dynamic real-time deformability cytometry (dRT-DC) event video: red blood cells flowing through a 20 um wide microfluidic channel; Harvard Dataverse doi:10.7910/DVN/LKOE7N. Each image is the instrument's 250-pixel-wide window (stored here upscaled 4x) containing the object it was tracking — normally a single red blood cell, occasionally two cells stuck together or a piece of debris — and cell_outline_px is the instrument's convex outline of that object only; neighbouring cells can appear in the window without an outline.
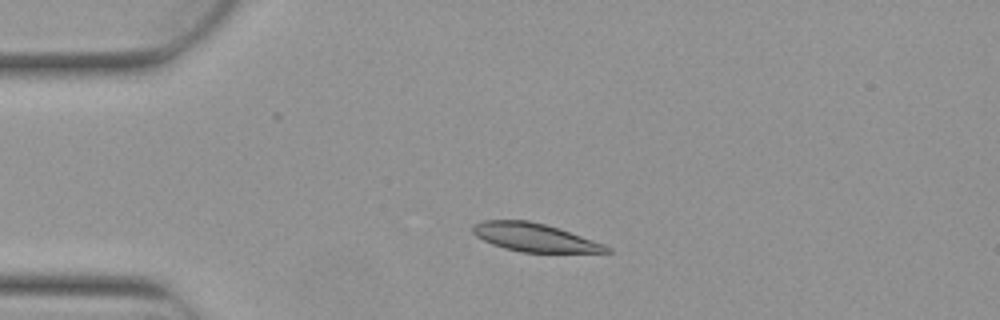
{"species": "Egyptian fruit bat (a non-hibernating species)", "species_latin": "Rousettus aegyptiacus", "temperature_condition": "warm", "stored_images_in_passage": 4, "camera_frame_rate_fps": 3000, "um_per_image_px": 0.085, "animal": {"sex": "female"}, "frame": {"image": 1, "passage_image": 3, "time_ms": 0.667, "image_size_px": [1000, 320], "cell_outline_px": [[612, 252], [520, 252], [504, 248], [492, 244], [476, 236], [472, 232], [472, 224], [484, 220], [528, 220], [544, 224], [604, 244], [612, 248]], "centroid_in_image_um": [45.38, 20.18], "position_along_channel_um": 39.6, "area_um2": 21.73}}